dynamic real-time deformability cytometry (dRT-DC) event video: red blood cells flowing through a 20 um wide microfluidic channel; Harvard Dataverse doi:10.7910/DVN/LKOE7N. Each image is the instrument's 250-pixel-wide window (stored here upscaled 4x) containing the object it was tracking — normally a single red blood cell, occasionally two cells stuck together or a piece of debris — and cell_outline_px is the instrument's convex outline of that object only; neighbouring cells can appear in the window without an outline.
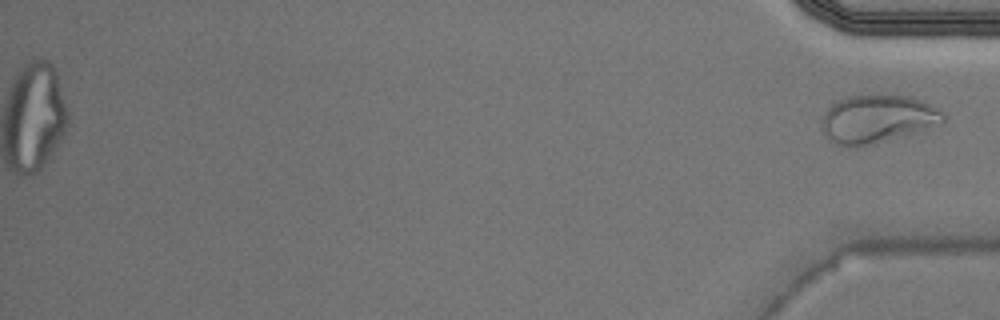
{"species": "Egyptian fruit bat (a non-hibernating species)", "species_latin": "Rousettus aegyptiacus", "temperature_condition": "warm", "stored_images_in_passage": 32, "camera_frame_rate_fps": 3000, "um_per_image_px": 0.085, "animal": {"sex": "male"}, "frame": {"image": 1, "passage_image": 32, "time_ms": 10.333, "image_size_px": [1000, 320], "cell_outline_px": [[944, 124], [856, 148], [848, 148], [832, 144], [824, 136], [820, 124], [820, 120], [824, 112], [836, 100], [848, 96], [880, 92], [908, 96], [940, 108], [944, 112]], "centroid_in_image_um": [74.52, 10.09], "position_along_channel_um": 360.7, "area_um2": 35.2}}